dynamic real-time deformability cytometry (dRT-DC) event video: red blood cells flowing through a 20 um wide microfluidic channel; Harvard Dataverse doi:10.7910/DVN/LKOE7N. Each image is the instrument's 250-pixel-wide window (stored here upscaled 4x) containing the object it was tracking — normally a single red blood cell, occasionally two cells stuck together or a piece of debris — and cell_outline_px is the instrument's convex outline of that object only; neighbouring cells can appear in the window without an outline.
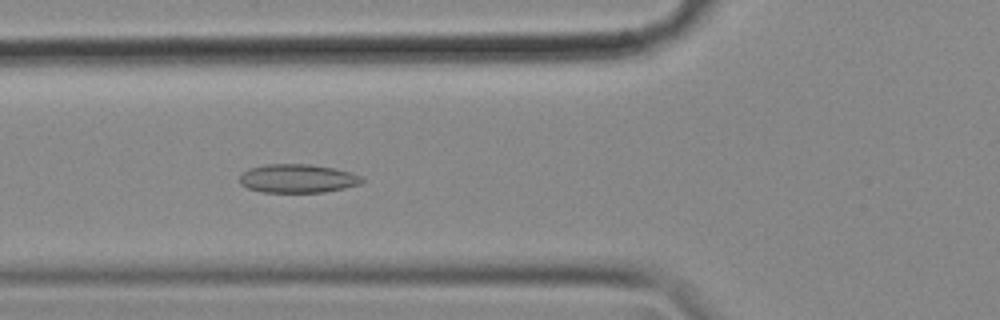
{"species": "common noctule bat (a hibernating species)", "species_latin": "Nyctalus noctula", "temperature_condition": "cold", "stored_images_in_passage": 57, "camera_frame_rate_fps": 3000, "um_per_image_px": 0.085, "animal": {"sex": "female", "body_mass_g": 18.4}, "frame": {"image": 1, "passage_image": 21, "time_ms": 6.667, "image_size_px": [1000, 320], "cell_outline_px": [[364, 180], [360, 184], [344, 188], [324, 192], [260, 192], [248, 188], [240, 184], [240, 172], [248, 168], [268, 164], [312, 164], [352, 172], [360, 176]], "centroid_in_image_um": [25.26, 15.17], "position_along_channel_um": 100.5, "area_um2": 20.52}}
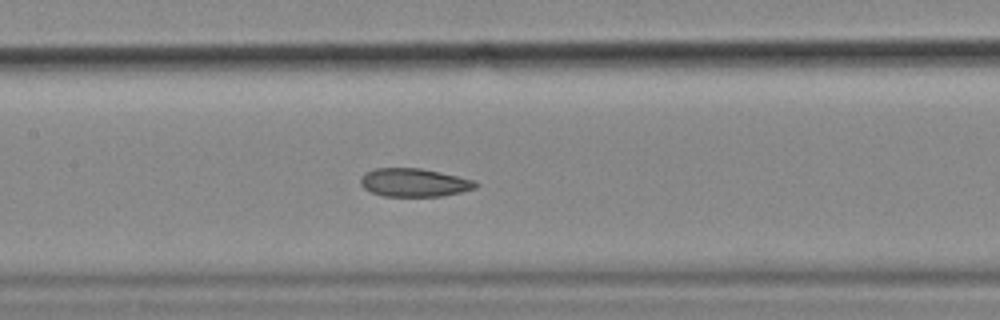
{"frame": {"image": 2, "passage_image": 27, "time_ms": 8.667, "image_size_px": [1000, 320], "cell_outline_px": [[480, 184], [476, 188], [444, 196], [384, 196], [372, 192], [364, 188], [360, 184], [360, 180], [364, 172], [376, 168], [420, 168], [440, 172], [476, 180]], "centroid_in_image_um": [35.23, 15.51], "position_along_channel_um": 172.2, "area_um2": 19.07}}
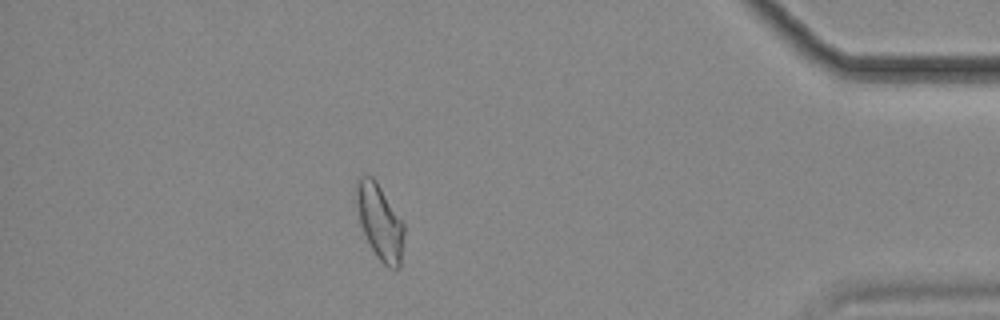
{"frame": {"image": 3, "passage_image": 50, "time_ms": 16.333, "image_size_px": [1000, 320], "cell_outline_px": [[404, 232], [400, 268], [388, 268], [376, 256], [360, 224], [356, 204], [356, 180], [360, 176], [372, 176], [376, 180], [404, 224]], "centroid_in_image_um": [32.28, 18.85], "position_along_channel_um": 402.9, "area_um2": 20.69}, "authors_computed_cell_mechanics": {"area_um2": 20.519, "velocity_mm_per_s": 3.5835, "shape_relaxation_time_tau1_ms": null, "shape_relaxation_time_tau2_ms": 4.0704, "deformation_change_tau1": null, "deformation_change_tau2": 0.1045}}